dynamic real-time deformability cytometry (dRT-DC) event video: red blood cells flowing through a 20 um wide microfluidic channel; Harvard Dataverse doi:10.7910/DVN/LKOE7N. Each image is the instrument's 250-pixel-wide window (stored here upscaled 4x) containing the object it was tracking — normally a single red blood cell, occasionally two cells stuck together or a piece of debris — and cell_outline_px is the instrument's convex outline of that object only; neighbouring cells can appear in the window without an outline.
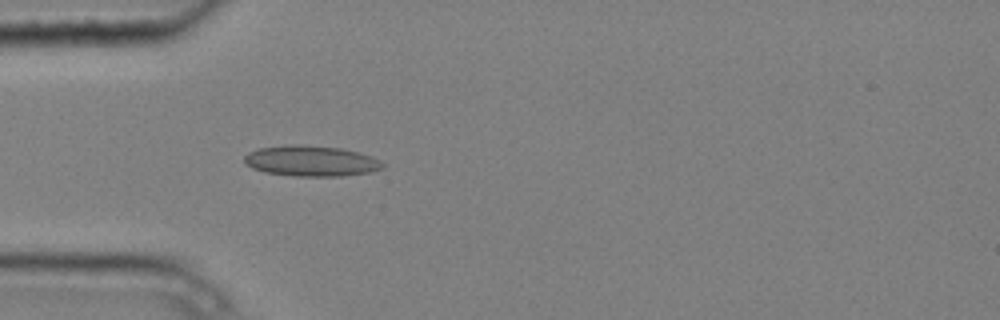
{"species": "common noctule bat (a hibernating species)", "species_latin": "Nyctalus noctula", "temperature_condition": "cold", "stored_images_in_passage": 5, "camera_frame_rate_fps": 3000, "um_per_image_px": 0.085, "animal": {"sex": "male", "body_mass_g": 20.4}, "frame": {"image": 1, "passage_image": 5, "time_ms": 1.333, "image_size_px": [1000, 320], "cell_outline_px": [[384, 168], [368, 172], [340, 176], [292, 176], [264, 172], [252, 168], [244, 164], [244, 156], [248, 152], [256, 148], [284, 144], [300, 144], [340, 148], [360, 152], [372, 156], [380, 160], [384, 164]], "centroid_in_image_um": [26.39, 13.67], "position_along_channel_um": 58.6, "area_um2": 25.09}}